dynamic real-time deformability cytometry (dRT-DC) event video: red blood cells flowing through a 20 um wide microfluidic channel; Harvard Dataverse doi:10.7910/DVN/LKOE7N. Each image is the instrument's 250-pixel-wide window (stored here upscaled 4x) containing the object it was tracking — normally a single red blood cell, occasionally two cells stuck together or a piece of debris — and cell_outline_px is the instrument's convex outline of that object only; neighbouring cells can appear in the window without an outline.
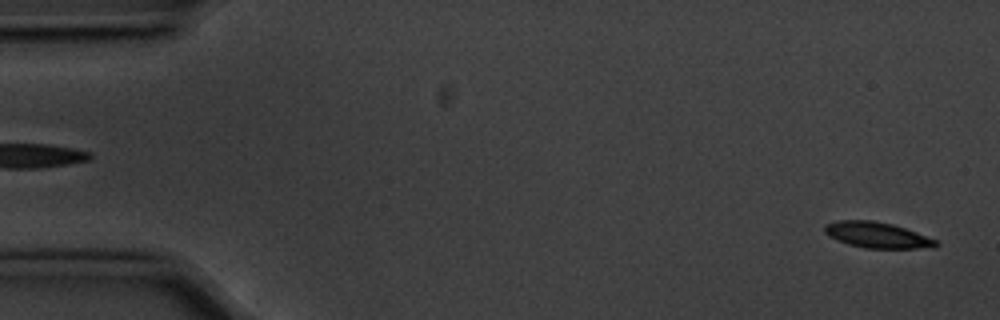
{"species": "common noctule bat (a hibernating species)", "species_latin": "Nyctalus noctula", "temperature_condition": "cold", "stored_images_in_passage": 56, "camera_frame_rate_fps": 3000, "um_per_image_px": 0.085, "animal": {"sex": "male", "body_mass_g": 20.1, "forearm_length_mm": 53.5}, "frame": {"image": 1, "passage_image": 2, "time_ms": 0.333, "image_size_px": [1000, 320], "cell_outline_px": [[940, 244], [936, 248], [864, 248], [848, 244], [836, 240], [828, 236], [824, 232], [824, 224], [836, 220], [872, 220], [892, 224], [916, 232], [936, 240]], "centroid_in_image_um": [74.53, 19.98], "position_along_channel_um": 10.5, "area_um2": 16.88}}
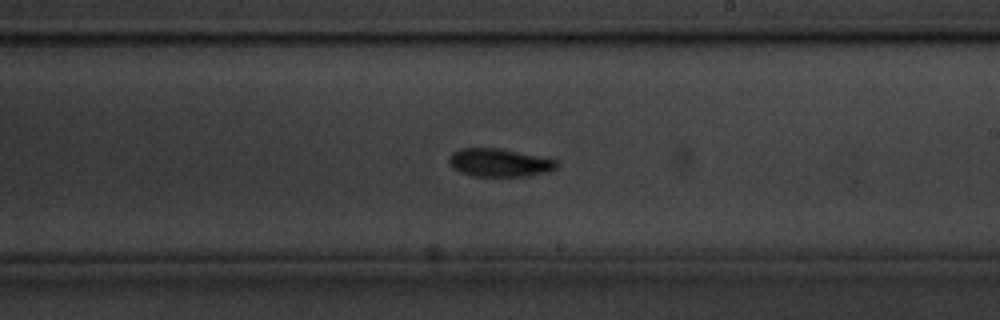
{"frame": {"image": 2, "passage_image": 32, "time_ms": 10.333, "image_size_px": [1000, 320], "cell_outline_px": [[560, 164], [556, 168], [548, 172], [528, 176], [472, 176], [460, 172], [452, 168], [448, 164], [448, 156], [452, 152], [460, 148], [496, 148], [560, 160]], "centroid_in_image_um": [42.44, 13.83], "position_along_channel_um": 246.6, "area_um2": 17.86}}
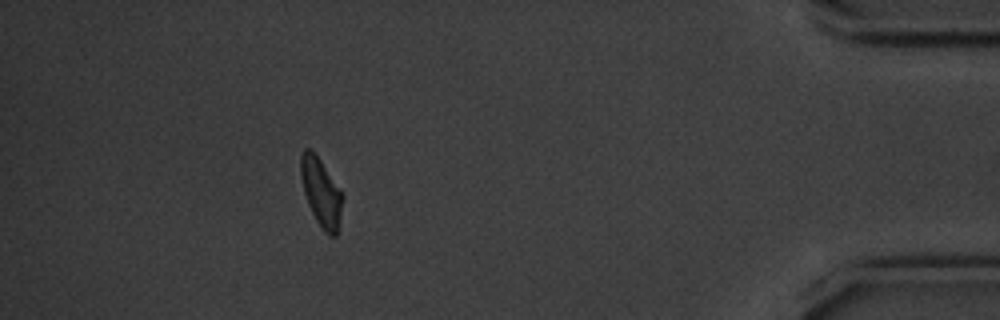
{"frame": {"image": 3, "passage_image": 50, "time_ms": 16.333, "image_size_px": [1000, 320], "cell_outline_px": [[344, 196], [336, 236], [328, 236], [324, 232], [316, 220], [308, 204], [304, 192], [300, 176], [300, 156], [304, 148], [312, 148], [340, 188]], "centroid_in_image_um": [27.29, 16.31], "position_along_channel_um": 407.9, "area_um2": 16.76}, "authors_computed_cell_mechanics": {"area_um2": 16.9932, "velocity_mm_per_s": 3.5736, "shape_relaxation_time_tau1_ms": 2.764, "shape_relaxation_time_tau2_ms": null, "deformation_change_tau1": 0.1047, "deformation_change_tau2": null}}